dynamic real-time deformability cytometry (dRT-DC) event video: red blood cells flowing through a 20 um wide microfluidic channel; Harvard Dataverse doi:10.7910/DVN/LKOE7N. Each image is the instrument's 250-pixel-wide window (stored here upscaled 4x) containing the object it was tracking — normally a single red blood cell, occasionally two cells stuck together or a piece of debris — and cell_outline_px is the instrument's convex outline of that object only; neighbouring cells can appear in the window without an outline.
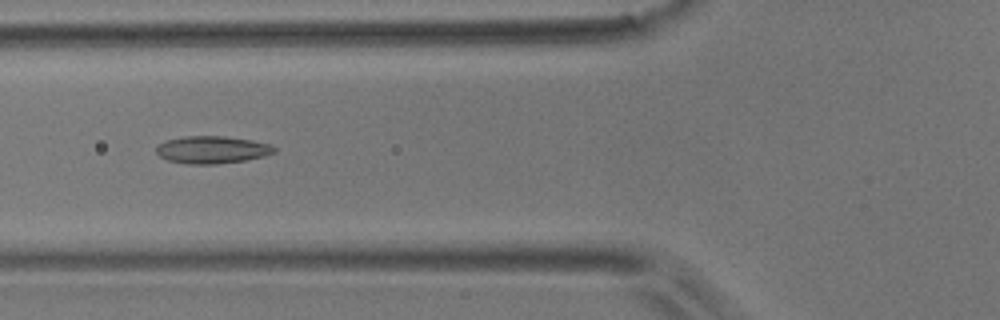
{"species": "common noctule bat (a hibernating species)", "species_latin": "Nyctalus noctula", "temperature_condition": "room temperature", "stored_images_in_passage": 7, "camera_frame_rate_fps": 3000, "um_per_image_px": 0.085, "animal": {"sex": "male", "body_mass_g": 17.9}, "frame": {"image": 1, "passage_image": 5, "time_ms": 4.667, "image_size_px": [1000, 320], "cell_outline_px": [[276, 152], [264, 156], [244, 160], [216, 164], [188, 164], [168, 160], [160, 156], [156, 152], [156, 148], [164, 140], [184, 136], [224, 136], [252, 140], [268, 144], [276, 148]], "centroid_in_image_um": [18.01, 12.72], "position_along_channel_um": 107.8, "area_um2": 18.79}}
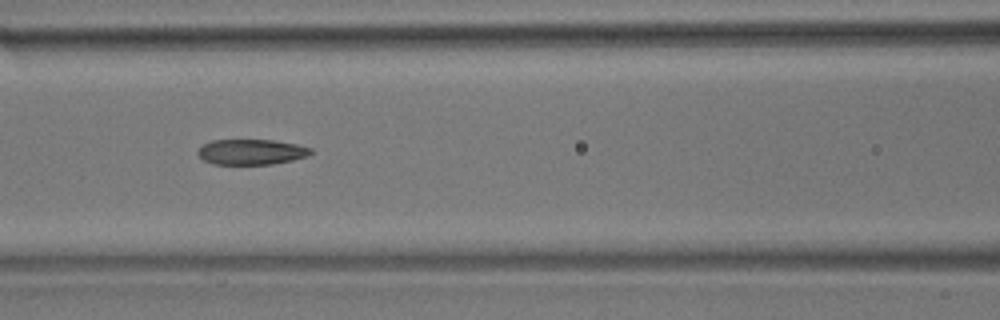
{"frame": {"image": 2, "passage_image": 6, "time_ms": 5.667, "image_size_px": [1000, 320], "cell_outline_px": [[312, 152], [308, 156], [292, 160], [272, 164], [212, 164], [204, 160], [196, 152], [204, 144], [212, 140], [272, 140], [296, 144], [312, 148]], "centroid_in_image_um": [21.37, 12.91], "position_along_channel_um": 145.2, "area_um2": 16.65}}
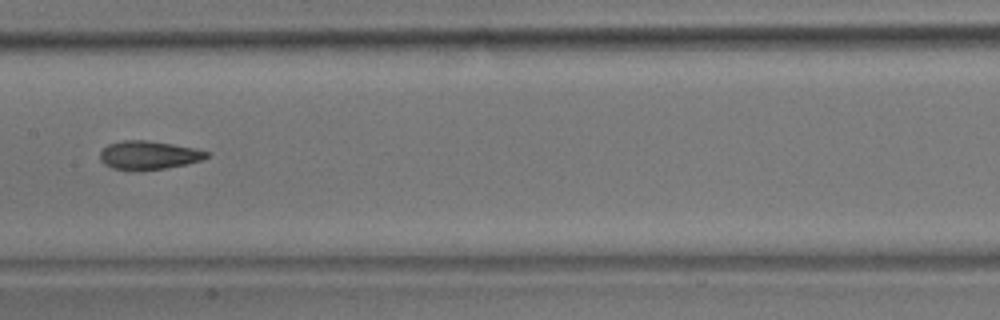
{"frame": {"image": 3, "passage_image": 7, "time_ms": 7.0, "image_size_px": [1000, 320], "cell_outline_px": [[208, 156], [200, 160], [188, 164], [164, 168], [112, 168], [104, 164], [100, 160], [100, 152], [108, 144], [124, 140], [148, 140], [196, 148], [208, 152]], "centroid_in_image_um": [12.64, 13.15], "position_along_channel_um": 194.8, "area_um2": 17.17}}